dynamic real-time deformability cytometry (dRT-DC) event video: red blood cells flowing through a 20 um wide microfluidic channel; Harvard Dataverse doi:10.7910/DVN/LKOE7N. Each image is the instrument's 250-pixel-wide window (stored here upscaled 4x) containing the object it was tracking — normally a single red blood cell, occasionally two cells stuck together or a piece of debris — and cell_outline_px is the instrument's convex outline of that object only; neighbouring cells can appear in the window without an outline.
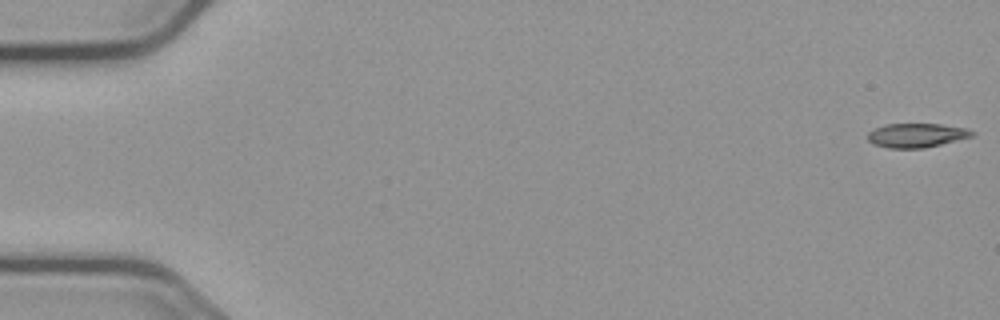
{"species": "common noctule bat (a hibernating species)", "species_latin": "Nyctalus noctula", "temperature_condition": "cold", "stored_images_in_passage": 50, "camera_frame_rate_fps": 3000, "um_per_image_px": 0.085, "animal": {"sex": "male", "body_mass_g": 23.1, "forearm_length_mm": 52.7}, "frame": {"image": 1, "passage_image": 1, "time_ms": 0.0, "image_size_px": [1000, 320], "cell_outline_px": [[976, 132], [972, 136], [924, 148], [888, 148], [872, 144], [868, 140], [868, 132], [872, 128], [884, 124], [940, 124], [968, 128]], "centroid_in_image_um": [77.86, 11.49], "position_along_channel_um": 7.1, "area_um2": 14.74}}
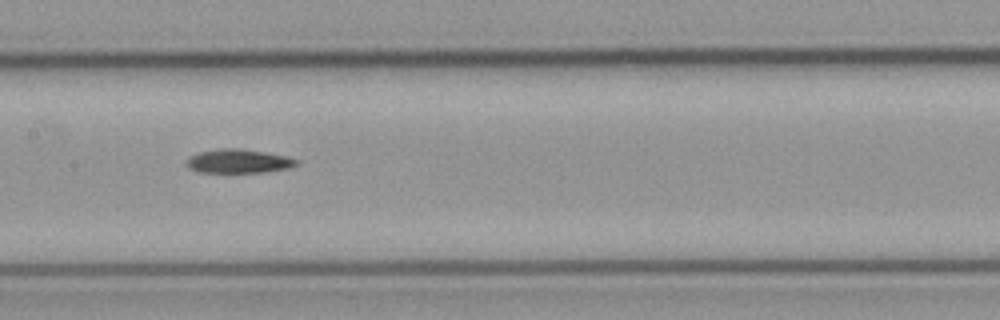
{"frame": {"image": 2, "passage_image": 28, "time_ms": 9.0, "image_size_px": [1000, 320], "cell_outline_px": [[300, 160], [292, 168], [264, 172], [200, 172], [188, 168], [188, 160], [192, 156], [200, 152], [220, 148], [236, 148], [264, 152], [284, 156]], "centroid_in_image_um": [20.32, 13.7], "position_along_channel_um": 187.1, "area_um2": 15.03}}
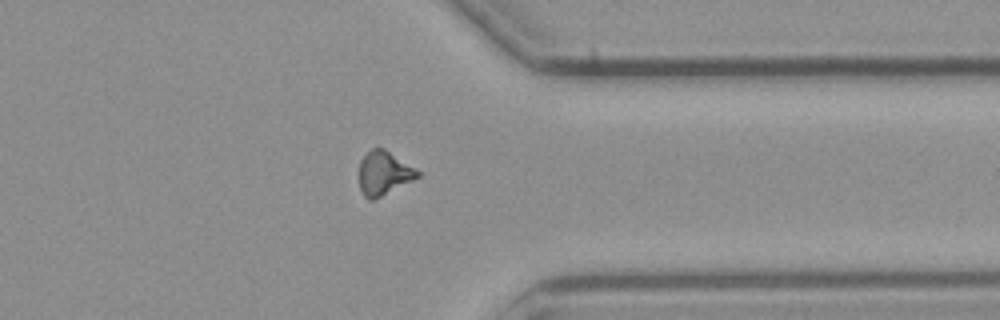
{"frame": {"image": 3, "passage_image": 44, "time_ms": 14.333, "image_size_px": [1000, 320], "cell_outline_px": [[420, 176], [372, 200], [368, 200], [364, 196], [360, 188], [360, 160], [372, 148], [384, 148], [416, 168], [420, 172]], "centroid_in_image_um": [32.63, 14.7], "position_along_channel_um": 378.8, "area_um2": 14.62}}